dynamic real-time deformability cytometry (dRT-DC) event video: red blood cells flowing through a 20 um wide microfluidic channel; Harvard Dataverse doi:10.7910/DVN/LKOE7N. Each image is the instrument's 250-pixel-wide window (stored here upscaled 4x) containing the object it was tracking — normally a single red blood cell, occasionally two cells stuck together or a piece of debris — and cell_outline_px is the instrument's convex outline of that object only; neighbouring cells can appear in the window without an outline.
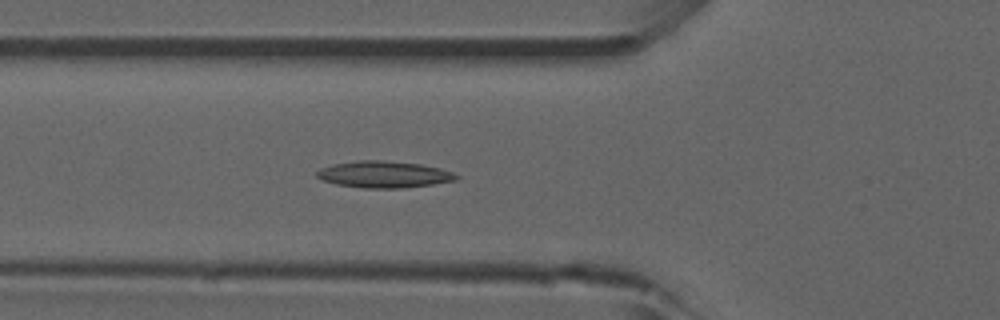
{"species": "common noctule bat (a hibernating species)", "species_latin": "Nyctalus noctula", "temperature_condition": "room temperature", "stored_images_in_passage": 38, "camera_frame_rate_fps": 3000, "um_per_image_px": 0.085, "animal": {"sex": "male", "forearm_length_mm": 52.5}, "frame": {"image": 1, "passage_image": 10, "time_ms": 3.0, "image_size_px": [1000, 320], "cell_outline_px": [[460, 176], [456, 180], [432, 184], [400, 188], [364, 188], [336, 184], [324, 180], [316, 176], [316, 172], [320, 168], [332, 164], [360, 160], [380, 160], [420, 164], [440, 168], [452, 172]], "centroid_in_image_um": [32.62, 14.82], "position_along_channel_um": 93.2, "area_um2": 21.5}}
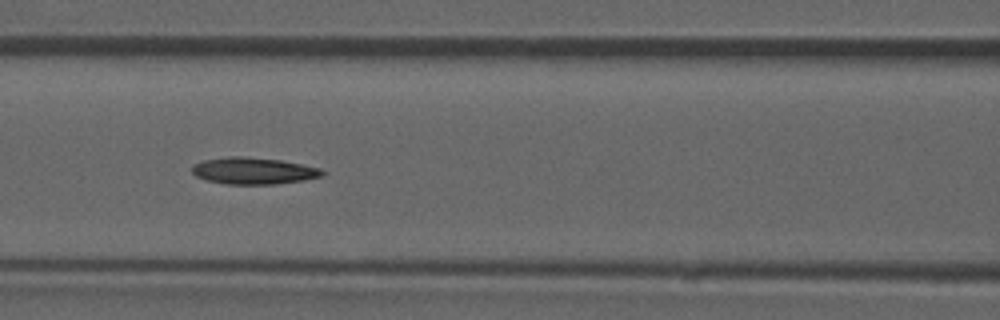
{"frame": {"image": 2, "passage_image": 14, "time_ms": 4.333, "image_size_px": [1000, 320], "cell_outline_px": [[328, 172], [324, 176], [304, 180], [276, 184], [224, 184], [208, 180], [196, 176], [192, 172], [192, 164], [204, 160], [228, 156], [240, 156], [280, 160], [320, 168]], "centroid_in_image_um": [21.57, 14.52], "position_along_channel_um": 145.0, "area_um2": 20.35}}